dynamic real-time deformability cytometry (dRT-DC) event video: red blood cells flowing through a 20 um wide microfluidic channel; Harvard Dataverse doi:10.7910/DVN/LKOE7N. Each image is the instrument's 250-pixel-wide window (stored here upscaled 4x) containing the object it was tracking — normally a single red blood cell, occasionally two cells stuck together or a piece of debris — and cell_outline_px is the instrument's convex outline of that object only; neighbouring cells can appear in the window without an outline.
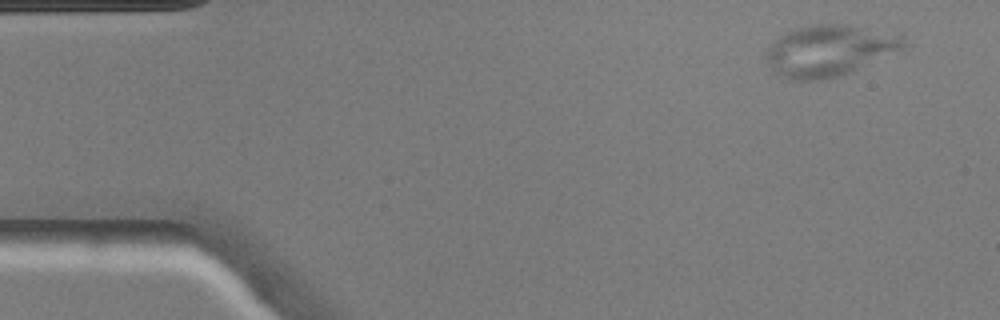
{"species": "common noctule bat (a hibernating species)", "species_latin": "Nyctalus noctula", "temperature_condition": "warm", "stored_images_in_passage": 46, "camera_frame_rate_fps": 3000, "um_per_image_px": 0.085, "animal": {"sex": "male", "body_mass_g": 20.5, "forearm_length_mm": 52.5}, "frame": {"image": 1, "passage_image": 1, "time_ms": 0.0, "image_size_px": [1000, 320], "cell_outline_px": [[908, 44], [852, 72], [828, 80], [792, 80], [776, 76], [772, 72], [768, 64], [768, 48], [780, 36], [796, 28], [808, 24], [848, 24], [904, 32]], "centroid_in_image_um": [70.55, 4.28], "position_along_channel_um": 14.4, "area_um2": 41.62}}
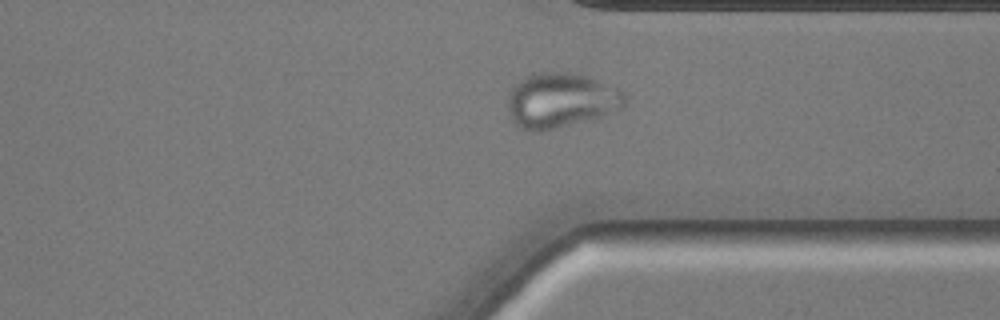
{"frame": {"image": 2, "passage_image": 34, "time_ms": 11.0, "image_size_px": [1000, 320], "cell_outline_px": [[628, 100], [624, 108], [616, 112], [604, 116], [536, 132], [532, 132], [520, 128], [508, 116], [508, 92], [524, 76], [532, 72], [568, 72], [588, 76], [624, 92]], "centroid_in_image_um": [47.67, 8.52], "position_along_channel_um": 363.7, "area_um2": 37.8}}
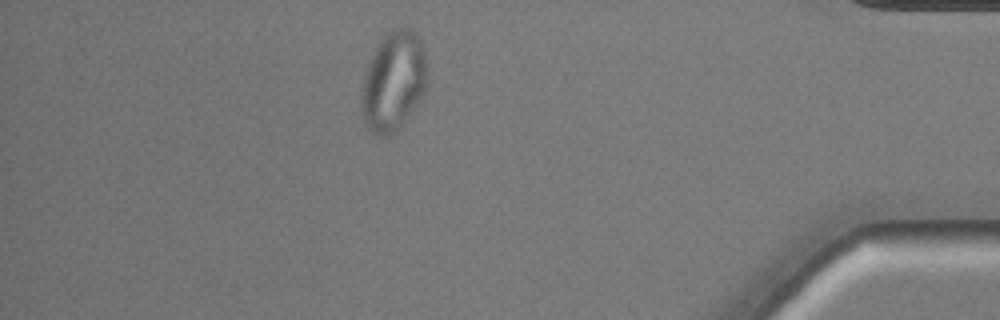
{"frame": {"image": 3, "passage_image": 40, "time_ms": 13.0, "image_size_px": [1000, 320], "cell_outline_px": [[428, 84], [424, 92], [404, 124], [396, 132], [388, 136], [376, 136], [364, 124], [360, 108], [360, 92], [364, 72], [372, 52], [380, 40], [392, 28], [408, 28], [420, 40], [424, 48], [428, 80]], "centroid_in_image_um": [33.41, 6.95], "position_along_channel_um": 401.8, "area_um2": 38.84}}